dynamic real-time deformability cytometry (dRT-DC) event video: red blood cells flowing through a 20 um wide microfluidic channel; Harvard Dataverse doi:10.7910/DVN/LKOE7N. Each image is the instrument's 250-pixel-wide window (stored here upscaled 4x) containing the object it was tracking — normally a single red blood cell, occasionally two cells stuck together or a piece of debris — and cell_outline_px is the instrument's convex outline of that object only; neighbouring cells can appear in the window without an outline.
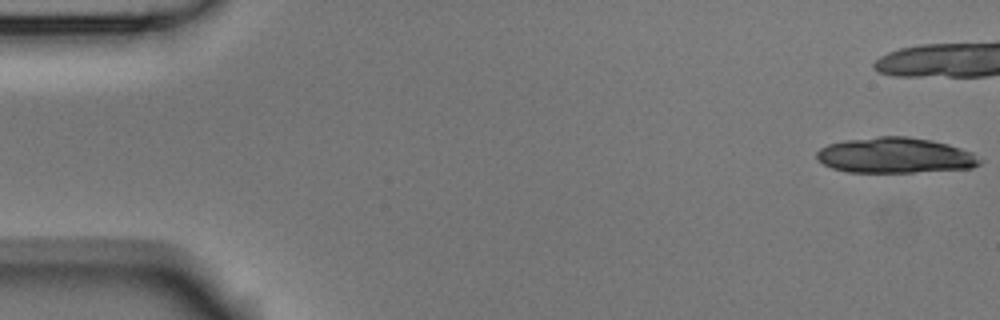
{"species": "Egyptian fruit bat (a non-hibernating species)", "species_latin": "Rousettus aegyptiacus", "temperature_condition": "room temperature", "stored_images_in_passage": 8, "camera_frame_rate_fps": 3000, "um_per_image_px": 0.085, "animal": {"sex": "male"}, "frame": {"image": 1, "passage_image": 1, "time_ms": 0.0, "image_size_px": [1000, 320], "cell_outline_px": [[984, 160], [980, 164], [972, 168], [912, 172], [848, 172], [832, 168], [816, 160], [816, 152], [820, 148], [828, 144], [844, 140], [880, 136], [908, 136], [932, 140], [948, 144], [972, 152]], "centroid_in_image_um": [76.09, 13.2], "position_along_channel_um": 8.9, "area_um2": 33.99}}
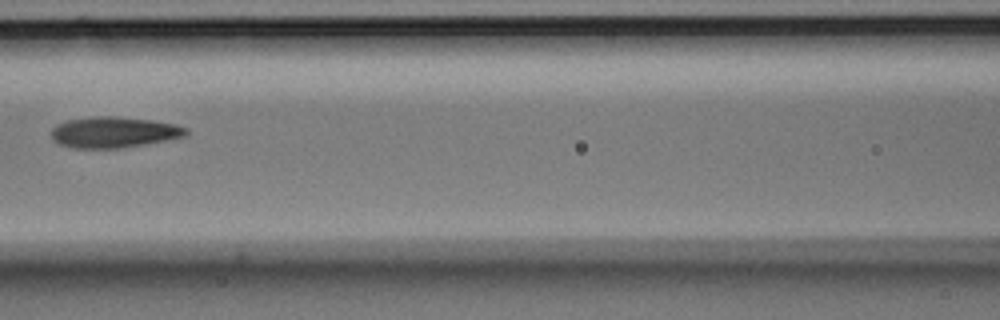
{"frame": {"image": 2, "passage_image": 8, "time_ms": 2.333, "image_size_px": [1000, 320], "cell_outline_px": [[188, 132], [184, 136], [164, 140], [116, 148], [72, 148], [60, 144], [52, 140], [52, 128], [56, 124], [68, 120], [96, 116], [112, 116], [152, 120], [176, 124], [188, 128]], "centroid_in_image_um": [9.64, 11.23], "position_along_channel_um": 157.0, "area_um2": 23.99}}